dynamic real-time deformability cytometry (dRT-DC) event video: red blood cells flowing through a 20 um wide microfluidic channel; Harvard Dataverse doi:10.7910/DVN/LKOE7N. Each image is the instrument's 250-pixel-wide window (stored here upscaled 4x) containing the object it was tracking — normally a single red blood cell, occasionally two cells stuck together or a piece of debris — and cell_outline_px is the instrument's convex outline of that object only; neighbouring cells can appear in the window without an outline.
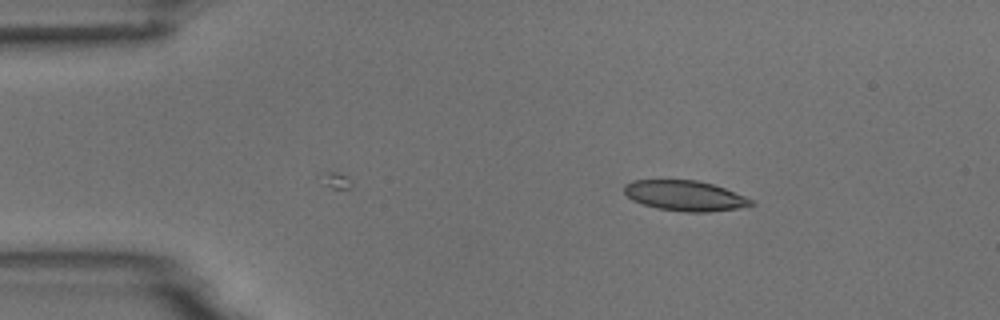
{"species": "common noctule bat (a hibernating species)", "species_latin": "Nyctalus noctula", "temperature_condition": "room temperature", "stored_images_in_passage": 4, "camera_frame_rate_fps": 3000, "um_per_image_px": 0.085, "animal": {"sex": "male", "body_mass_g": 18.8}, "frame": {"image": 1, "passage_image": 4, "time_ms": 4.333, "image_size_px": [1000, 320], "cell_outline_px": [[756, 204], [736, 208], [708, 212], [684, 212], [660, 208], [644, 204], [632, 200], [624, 192], [624, 184], [632, 180], [696, 180], [712, 184], [724, 188], [756, 200]], "centroid_in_image_um": [58.24, 16.63], "position_along_channel_um": 26.8, "area_um2": 22.31}}